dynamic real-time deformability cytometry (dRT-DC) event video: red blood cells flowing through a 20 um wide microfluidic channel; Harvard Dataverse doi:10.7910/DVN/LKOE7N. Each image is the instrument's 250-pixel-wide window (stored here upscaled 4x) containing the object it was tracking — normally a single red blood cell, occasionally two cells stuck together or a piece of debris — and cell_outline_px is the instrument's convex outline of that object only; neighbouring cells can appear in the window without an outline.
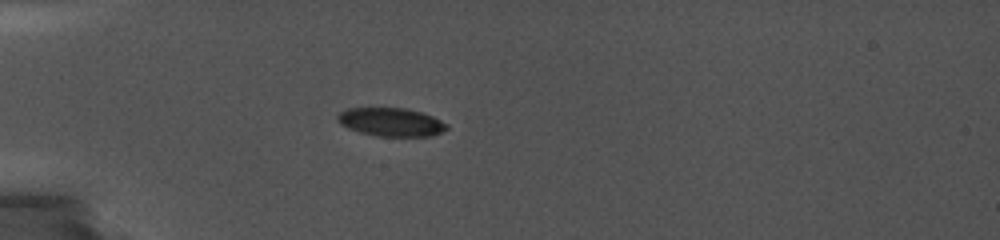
{"species": "common noctule bat (a hibernating species)", "species_latin": "Nyctalus noctula", "temperature_condition": "cold", "stored_images_in_passage": 3, "camera_frame_rate_fps": 5000, "um_per_image_px": 0.085, "animal": {"sex": "female", "body_mass_g": 19.0, "forearm_length_mm": 56.7}, "frame": {"image": 1, "passage_image": 1, "time_ms": 0.0, "image_size_px": [1000, 240], "cell_outline_px": [[448, 128], [432, 136], [380, 136], [360, 132], [348, 128], [340, 124], [336, 120], [336, 116], [340, 112], [348, 108], [408, 108], [432, 116], [448, 124]], "centroid_in_image_um": [33.22, 10.37], "position_along_channel_um": 51.8, "area_um2": 18.03}}